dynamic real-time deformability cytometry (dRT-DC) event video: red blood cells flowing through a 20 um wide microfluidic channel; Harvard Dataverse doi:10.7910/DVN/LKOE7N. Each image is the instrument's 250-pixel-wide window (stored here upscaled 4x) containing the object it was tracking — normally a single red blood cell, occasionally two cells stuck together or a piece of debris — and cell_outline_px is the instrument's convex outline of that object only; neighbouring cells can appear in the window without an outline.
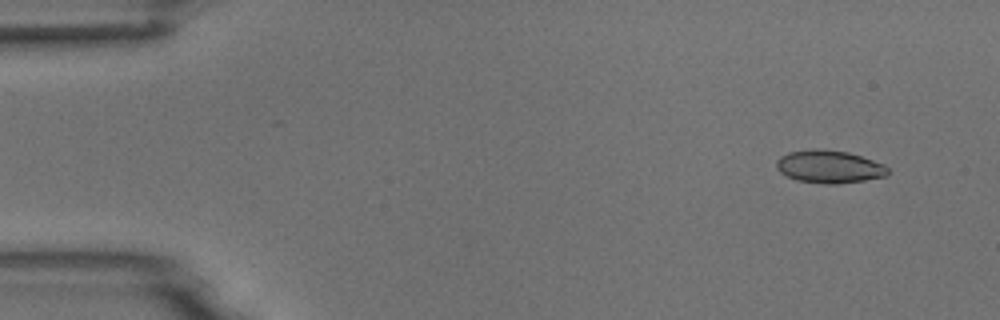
{"species": "common noctule bat (a hibernating species)", "species_latin": "Nyctalus noctula", "temperature_condition": "room temperature", "stored_images_in_passage": 4, "camera_frame_rate_fps": 3000, "um_per_image_px": 0.085, "animal": {"sex": "male", "body_mass_g": 18.8}, "frame": {"image": 1, "passage_image": 1, "time_ms": 0.0, "image_size_px": [1000, 320], "cell_outline_px": [[888, 172], [884, 176], [864, 180], [836, 184], [824, 184], [796, 180], [780, 172], [776, 168], [776, 160], [780, 156], [788, 152], [816, 148], [848, 152], [884, 164], [888, 168]], "centroid_in_image_um": [70.44, 14.16], "position_along_channel_um": 14.6, "area_um2": 21.21}}
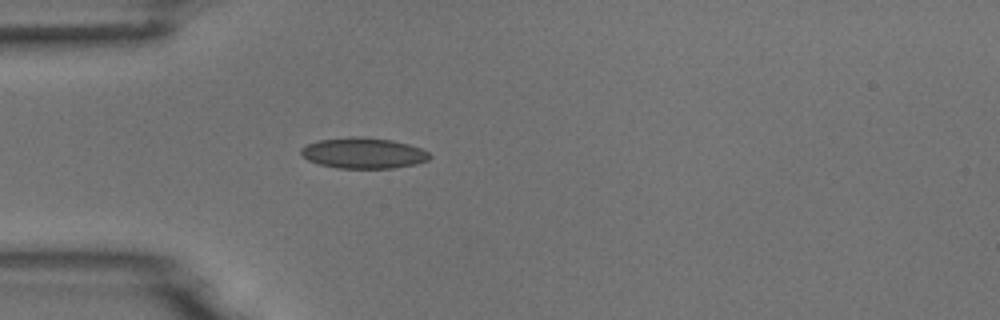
{"frame": {"image": 2, "passage_image": 4, "time_ms": 3.667, "image_size_px": [1000, 320], "cell_outline_px": [[432, 156], [428, 160], [416, 164], [392, 168], [336, 168], [320, 164], [308, 160], [300, 152], [300, 148], [308, 144], [320, 140], [352, 136], [364, 136], [392, 140], [408, 144], [420, 148], [428, 152]], "centroid_in_image_um": [30.9, 13.01], "position_along_channel_um": 54.1, "area_um2": 23.06}}